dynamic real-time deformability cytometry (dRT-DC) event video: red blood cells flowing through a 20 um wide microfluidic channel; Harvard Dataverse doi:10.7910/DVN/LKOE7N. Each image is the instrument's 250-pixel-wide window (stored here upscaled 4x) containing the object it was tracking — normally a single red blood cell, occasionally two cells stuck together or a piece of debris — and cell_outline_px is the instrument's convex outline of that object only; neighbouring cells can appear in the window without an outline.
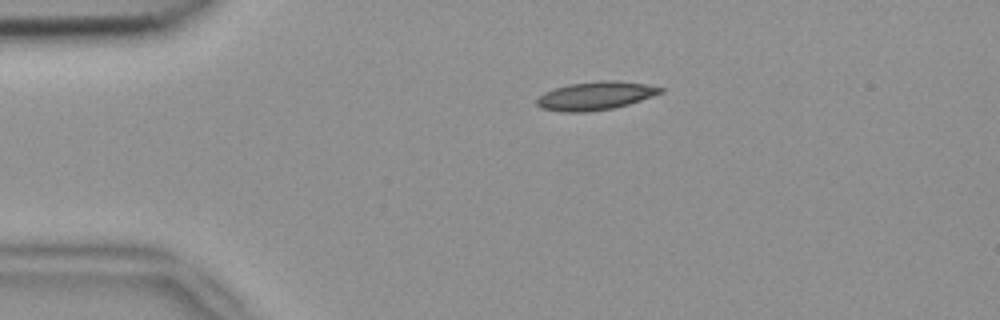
{"species": "common noctule bat (a hibernating species)", "species_latin": "Nyctalus noctula", "temperature_condition": "room temperature", "stored_images_in_passage": 2, "camera_frame_rate_fps": 3000, "um_per_image_px": 0.085, "animal": {"sex": "female", "body_mass_g": 18.4}, "frame": {"image": 1, "passage_image": 1, "time_ms": 0.0, "image_size_px": [1000, 320], "cell_outline_px": [[664, 92], [628, 104], [612, 108], [588, 112], [564, 112], [540, 108], [536, 104], [536, 100], [544, 92], [568, 84], [604, 80], [612, 80], [644, 84], [664, 88]], "centroid_in_image_um": [50.59, 8.15], "position_along_channel_um": 34.4, "area_um2": 20.23}}